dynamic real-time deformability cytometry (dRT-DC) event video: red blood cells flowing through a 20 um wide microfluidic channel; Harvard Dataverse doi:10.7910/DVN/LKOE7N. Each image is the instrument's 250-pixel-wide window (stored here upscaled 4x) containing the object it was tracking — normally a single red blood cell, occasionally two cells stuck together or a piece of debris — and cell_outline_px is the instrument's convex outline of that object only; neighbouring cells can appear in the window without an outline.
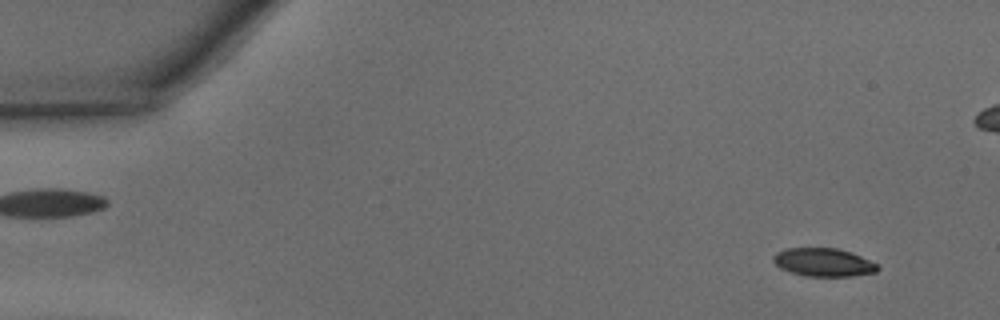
{"species": "common noctule bat (a hibernating species)", "species_latin": "Nyctalus noctula", "temperature_condition": "warm", "stored_images_in_passage": 46, "camera_frame_rate_fps": 3000, "um_per_image_px": 0.085, "animal": {"sex": "male", "body_mass_g": 15.6}, "frame": {"image": 1, "passage_image": 3, "time_ms": 0.667, "image_size_px": [1000, 320], "cell_outline_px": [[880, 268], [876, 272], [852, 276], [804, 276], [788, 272], [780, 268], [772, 260], [772, 256], [776, 252], [784, 248], [836, 248], [852, 252], [876, 264]], "centroid_in_image_um": [69.95, 22.29], "position_along_channel_um": 15.1, "area_um2": 17.28}}
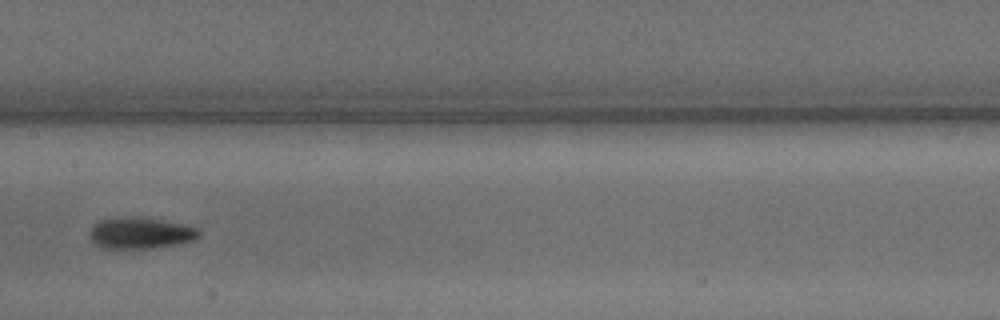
{"frame": {"image": 2, "passage_image": 23, "time_ms": 7.333, "image_size_px": [1000, 320], "cell_outline_px": [[200, 236], [192, 240], [176, 244], [152, 248], [100, 248], [88, 236], [88, 232], [100, 220], [124, 216], [128, 216], [160, 220], [200, 228]], "centroid_in_image_um": [11.91, 19.81], "position_along_channel_um": 195.5, "area_um2": 19.77}}
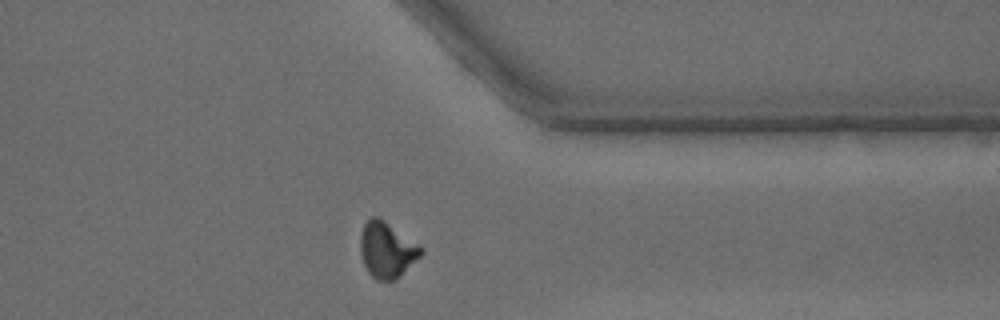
{"frame": {"image": 3, "passage_image": 36, "time_ms": 11.667, "image_size_px": [1000, 320], "cell_outline_px": [[424, 252], [396, 280], [376, 280], [368, 272], [364, 264], [360, 252], [360, 236], [364, 224], [372, 216], [380, 216], [424, 248]], "centroid_in_image_um": [32.89, 21.22], "position_along_channel_um": 378.5, "area_um2": 19.83}}